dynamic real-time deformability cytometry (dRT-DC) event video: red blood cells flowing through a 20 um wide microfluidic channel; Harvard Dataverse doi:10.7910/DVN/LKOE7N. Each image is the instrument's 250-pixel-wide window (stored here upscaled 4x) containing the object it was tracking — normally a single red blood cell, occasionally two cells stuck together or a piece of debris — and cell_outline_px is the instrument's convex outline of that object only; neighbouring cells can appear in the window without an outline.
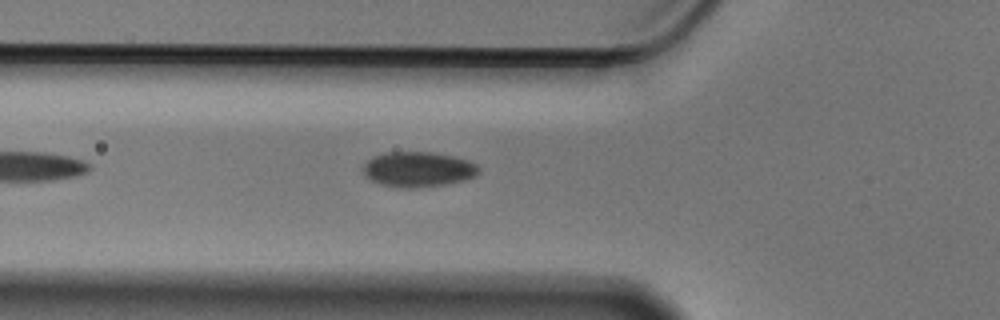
{"species": "Egyptian fruit bat (a non-hibernating species)", "species_latin": "Rousettus aegyptiacus", "temperature_condition": "cold", "stored_images_in_passage": 24, "camera_frame_rate_fps": 3000, "um_per_image_px": 0.085, "animal": {"sex": "male"}, "frame": {"image": 1, "passage_image": 6, "time_ms": 1.667, "image_size_px": [1000, 320], "cell_outline_px": [[480, 172], [476, 176], [464, 180], [444, 184], [416, 188], [408, 188], [380, 184], [372, 180], [360, 168], [372, 156], [388, 152], [432, 152], [452, 156], [468, 160], [476, 164], [480, 168]], "centroid_in_image_um": [35.55, 14.38], "position_along_channel_um": 90.2, "area_um2": 23.64}}
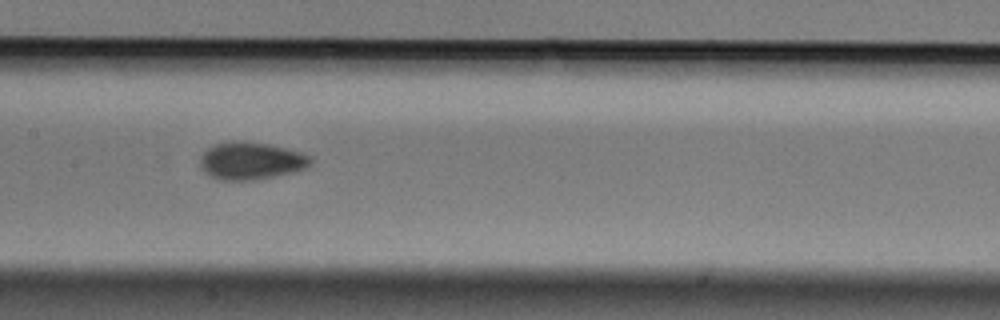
{"frame": {"image": 2, "passage_image": 14, "time_ms": 4.333, "image_size_px": [1000, 320], "cell_outline_px": [[312, 164], [308, 168], [292, 172], [256, 180], [220, 180], [208, 176], [200, 168], [200, 156], [208, 148], [216, 144], [232, 140], [244, 140], [268, 144], [304, 152], [312, 156]], "centroid_in_image_um": [21.35, 13.66], "position_along_channel_um": 186.1, "area_um2": 24.62}}
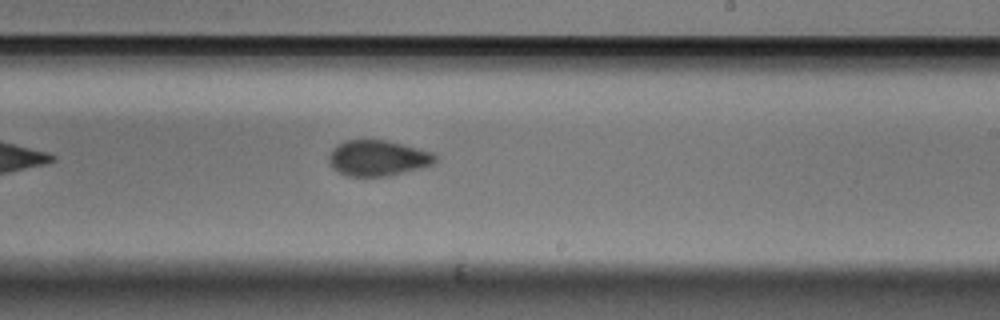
{"frame": {"image": 3, "passage_image": 20, "time_ms": 6.333, "image_size_px": [1000, 320], "cell_outline_px": [[440, 156], [432, 164], [420, 168], [388, 176], [348, 176], [332, 168], [328, 164], [328, 156], [336, 144], [344, 140], [388, 140], [432, 152]], "centroid_in_image_um": [32.1, 13.43], "position_along_channel_um": 256.9, "area_um2": 22.25}}